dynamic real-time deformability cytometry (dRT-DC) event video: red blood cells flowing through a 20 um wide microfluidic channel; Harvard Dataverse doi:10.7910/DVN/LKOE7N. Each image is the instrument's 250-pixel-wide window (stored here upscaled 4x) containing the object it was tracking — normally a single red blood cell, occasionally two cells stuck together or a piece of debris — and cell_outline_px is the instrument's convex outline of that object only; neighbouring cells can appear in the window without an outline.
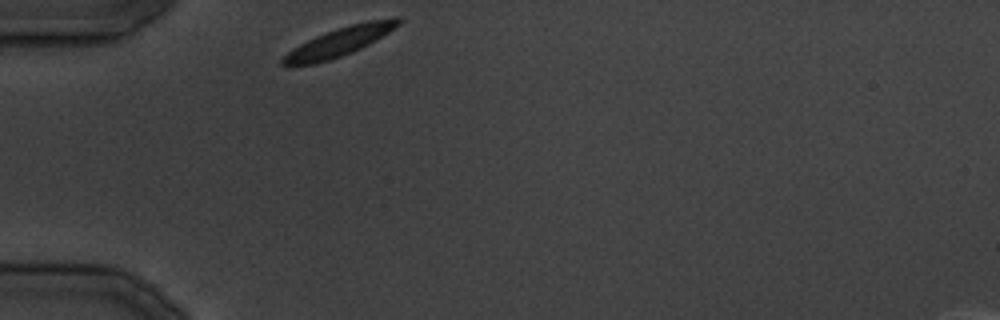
{"species": "common noctule bat (a hibernating species)", "species_latin": "Nyctalus noctula", "temperature_condition": "cold", "stored_images_in_passage": 4, "camera_frame_rate_fps": 3000, "um_per_image_px": 0.085, "animal": {"sex": "male", "body_mass_g": 19.5, "forearm_length_mm": 54.6}, "frame": {"image": 1, "passage_image": 1, "time_ms": 0.0, "image_size_px": [1000, 320], "cell_outline_px": [[400, 24], [388, 32], [368, 44], [360, 48], [340, 56], [328, 60], [312, 64], [288, 68], [280, 64], [280, 60], [292, 48], [324, 32], [336, 28], [368, 20], [392, 16], [400, 16]], "centroid_in_image_um": [28.79, 3.55], "position_along_channel_um": 56.2, "area_um2": 19.42}}